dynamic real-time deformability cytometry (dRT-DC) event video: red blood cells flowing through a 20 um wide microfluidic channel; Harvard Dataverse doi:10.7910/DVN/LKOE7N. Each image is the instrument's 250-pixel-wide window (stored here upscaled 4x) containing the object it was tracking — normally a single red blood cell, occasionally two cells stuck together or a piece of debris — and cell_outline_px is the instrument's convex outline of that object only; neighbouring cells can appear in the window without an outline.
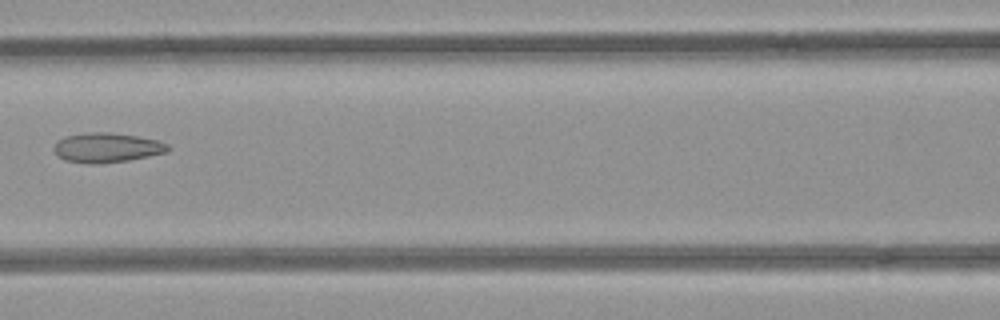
{"species": "common noctule bat (a hibernating species)", "species_latin": "Nyctalus noctula", "temperature_condition": "room temperature", "stored_images_in_passage": 4, "camera_frame_rate_fps": 3000, "um_per_image_px": 0.085, "animal": {"sex": "female", "body_mass_g": 21.9}, "frame": {"image": 1, "passage_image": 4, "time_ms": 1.0, "image_size_px": [1000, 320], "cell_outline_px": [[172, 148], [168, 152], [128, 160], [100, 164], [88, 164], [64, 160], [56, 156], [52, 148], [56, 140], [64, 136], [88, 132], [112, 132], [140, 136], [156, 140], [168, 144]], "centroid_in_image_um": [9.04, 12.54], "position_along_channel_um": 157.6, "area_um2": 20.17}}